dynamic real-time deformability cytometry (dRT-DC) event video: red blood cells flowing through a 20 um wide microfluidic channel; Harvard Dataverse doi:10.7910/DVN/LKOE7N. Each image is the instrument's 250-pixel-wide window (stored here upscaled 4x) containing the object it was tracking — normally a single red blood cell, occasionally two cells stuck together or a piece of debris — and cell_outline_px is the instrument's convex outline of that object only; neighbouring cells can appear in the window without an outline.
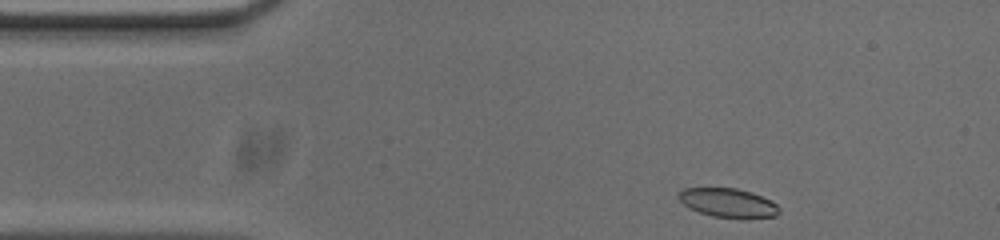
{"species": "common noctule bat (a hibernating species)", "species_latin": "Nyctalus noctula", "temperature_condition": "cold", "stored_images_in_passage": 48, "camera_frame_rate_fps": 3000, "um_per_image_px": 0.085, "animal": {"sex": "male", "body_mass_g": 20.0, "forearm_length_mm": 53.3}, "frame": {"image": 1, "passage_image": 1, "time_ms": 0.0, "image_size_px": [1000, 240], "cell_outline_px": [[780, 212], [776, 216], [748, 220], [712, 216], [688, 208], [676, 196], [676, 192], [684, 188], [736, 188], [752, 192], [776, 204], [780, 208]], "centroid_in_image_um": [61.88, 17.26], "position_along_channel_um": 23.1, "area_um2": 17.4}}
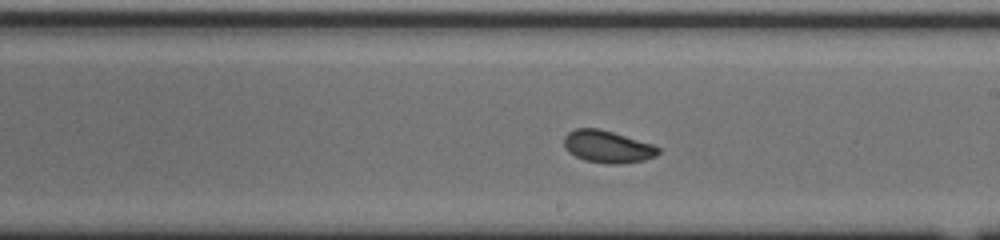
{"frame": {"image": 2, "passage_image": 23, "time_ms": 7.333, "image_size_px": [1000, 240], "cell_outline_px": [[660, 152], [656, 156], [644, 160], [616, 164], [608, 164], [584, 160], [568, 152], [564, 144], [564, 136], [568, 132], [576, 128], [596, 128], [612, 132], [652, 144], [660, 148]], "centroid_in_image_um": [51.63, 12.47], "position_along_channel_um": 237.4, "area_um2": 17.57}}
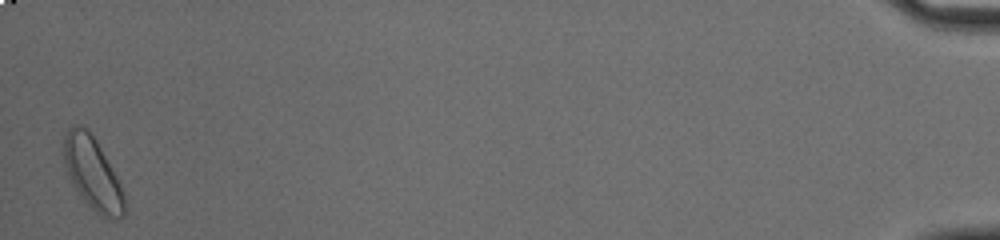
{"frame": {"image": 3, "passage_image": 47, "time_ms": 15.333, "image_size_px": [1000, 240], "cell_outline_px": [[124, 216], [120, 220], [108, 220], [100, 216], [80, 196], [72, 184], [68, 176], [64, 160], [64, 136], [68, 128], [72, 124], [76, 124], [88, 128], [96, 140], [116, 176], [120, 184], [124, 196]], "centroid_in_image_um": [7.86, 14.75], "position_along_channel_um": 427.3, "area_um2": 25.55}}